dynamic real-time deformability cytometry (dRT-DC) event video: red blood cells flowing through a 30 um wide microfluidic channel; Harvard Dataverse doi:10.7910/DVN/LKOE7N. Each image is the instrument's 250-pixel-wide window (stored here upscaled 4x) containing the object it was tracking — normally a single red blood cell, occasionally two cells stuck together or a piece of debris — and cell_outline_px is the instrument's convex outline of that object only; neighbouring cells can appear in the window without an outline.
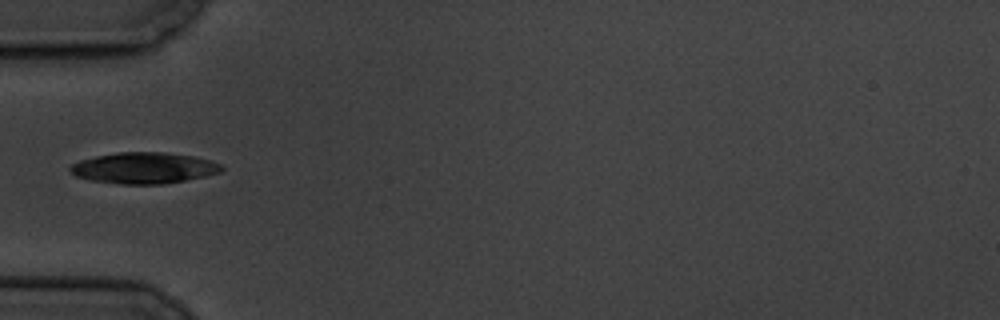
{"species": "common noctule bat (a hibernating species)", "species_latin": "Nyctalus noctula", "temperature_condition": "cold", "stored_images_in_passage": 9, "camera_frame_rate_fps": 3000, "um_per_image_px": 0.085, "animal": {"sex": "male", "body_mass_g": 19.5, "forearm_length_mm": 54.6}, "frame": {"image": 1, "passage_image": 2, "time_ms": 2.0, "image_size_px": [1000, 320], "cell_outline_px": [[224, 168], [220, 172], [204, 176], [164, 184], [120, 184], [92, 180], [76, 176], [68, 168], [72, 164], [80, 160], [96, 156], [116, 152], [164, 152], [192, 156], [208, 160], [220, 164]], "centroid_in_image_um": [12.21, 14.27], "position_along_channel_um": 72.8, "area_um2": 27.22}}
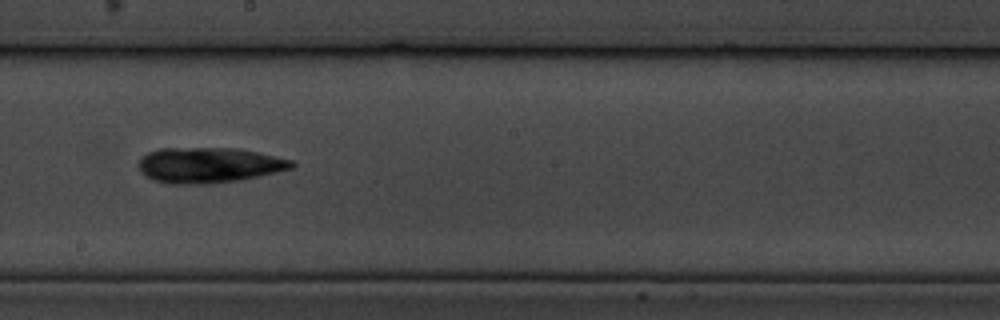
{"frame": {"image": 2, "passage_image": 6, "time_ms": 6.667, "image_size_px": [1000, 320], "cell_outline_px": [[296, 164], [292, 168], [240, 180], [204, 184], [168, 184], [152, 180], [144, 176], [140, 172], [140, 160], [148, 152], [160, 148], [236, 148], [256, 152], [292, 160]], "centroid_in_image_um": [17.72, 14.04], "position_along_channel_um": 230.5, "area_um2": 31.5}}
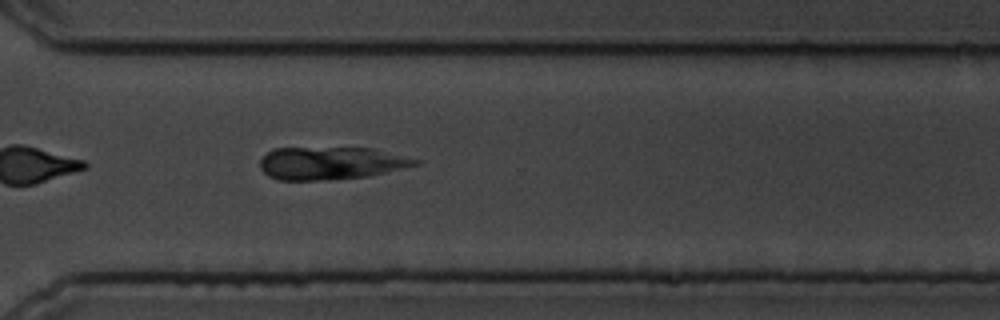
{"frame": {"image": 3, "passage_image": 9, "time_ms": 10.0, "image_size_px": [1000, 320], "cell_outline_px": [[420, 164], [368, 176], [316, 180], [276, 180], [268, 176], [260, 168], [260, 160], [272, 148], [372, 148], [420, 160]], "centroid_in_image_um": [28.09, 13.86], "position_along_channel_um": 342.5, "area_um2": 29.3}}